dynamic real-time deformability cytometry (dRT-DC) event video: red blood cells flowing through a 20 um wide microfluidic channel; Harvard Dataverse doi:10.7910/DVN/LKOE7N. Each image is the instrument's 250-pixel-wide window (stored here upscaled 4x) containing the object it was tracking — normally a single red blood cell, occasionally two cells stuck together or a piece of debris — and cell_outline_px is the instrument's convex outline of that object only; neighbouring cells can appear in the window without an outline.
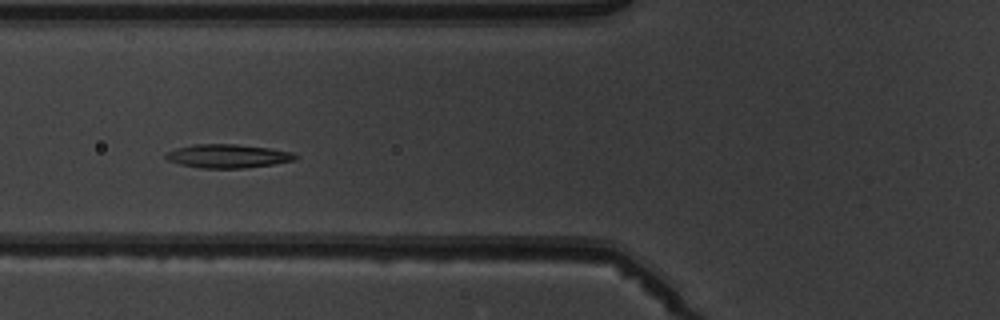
{"species": "common noctule bat (a hibernating species)", "species_latin": "Nyctalus noctula", "temperature_condition": "warm", "stored_images_in_passage": 6, "camera_frame_rate_fps": 3000, "um_per_image_px": 0.085, "animal": {"sex": "male", "body_mass_g": 19.5, "forearm_length_mm": 54.6}, "frame": {"image": 1, "passage_image": 4, "time_ms": 3.667, "image_size_px": [1000, 320], "cell_outline_px": [[300, 156], [292, 160], [272, 164], [244, 168], [200, 168], [180, 164], [168, 160], [164, 156], [168, 152], [176, 148], [192, 144], [236, 144], [268, 148], [292, 152]], "centroid_in_image_um": [19.34, 13.26], "position_along_channel_um": 106.5, "area_um2": 17.69}}
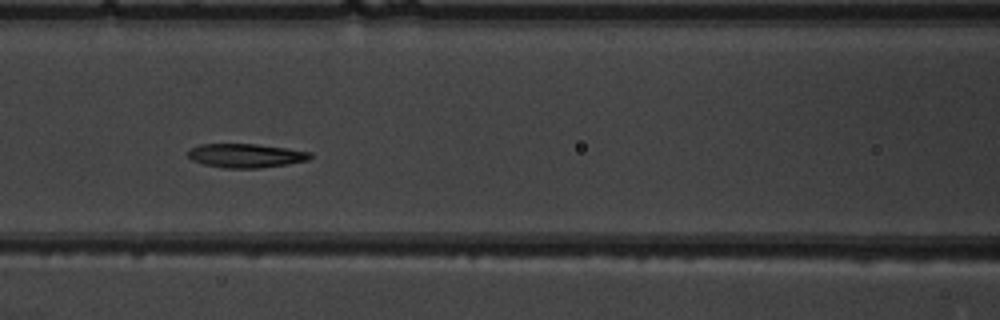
{"frame": {"image": 2, "passage_image": 5, "time_ms": 4.667, "image_size_px": [1000, 320], "cell_outline_px": [[312, 156], [308, 160], [288, 164], [260, 168], [224, 168], [204, 164], [192, 160], [188, 156], [188, 152], [192, 148], [200, 144], [256, 144], [288, 148], [312, 152]], "centroid_in_image_um": [20.93, 13.23], "position_along_channel_um": 145.7, "area_um2": 17.05}}
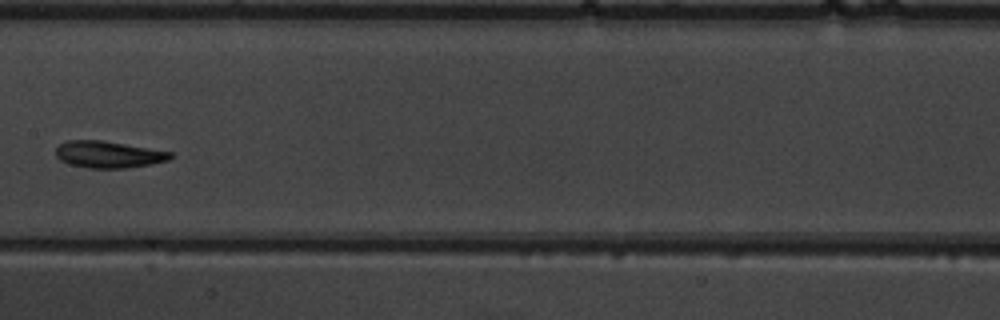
{"frame": {"image": 3, "passage_image": 6, "time_ms": 6.0, "image_size_px": [1000, 320], "cell_outline_px": [[172, 156], [168, 160], [152, 164], [128, 168], [88, 168], [68, 164], [60, 160], [56, 156], [56, 148], [60, 144], [68, 140], [100, 140], [172, 152]], "centroid_in_image_um": [9.19, 13.14], "position_along_channel_um": 198.2, "area_um2": 17.8}}